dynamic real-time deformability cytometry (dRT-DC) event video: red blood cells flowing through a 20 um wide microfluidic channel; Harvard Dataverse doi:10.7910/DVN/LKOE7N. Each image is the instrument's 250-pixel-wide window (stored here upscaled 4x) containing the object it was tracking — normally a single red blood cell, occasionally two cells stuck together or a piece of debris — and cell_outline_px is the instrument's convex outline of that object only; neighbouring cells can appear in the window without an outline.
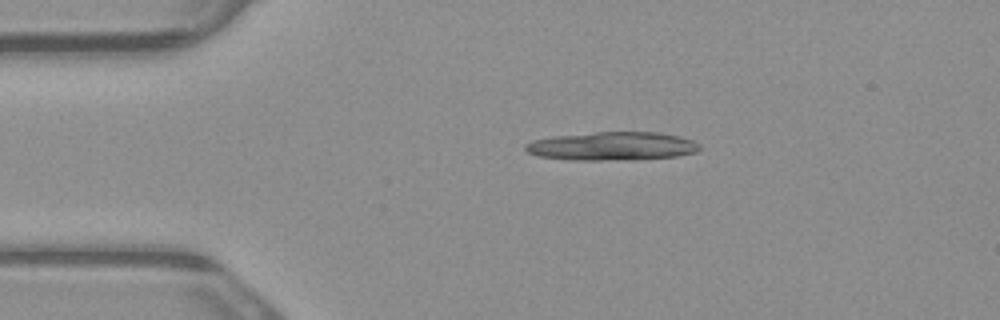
{"species": "common noctule bat (a hibernating species)", "species_latin": "Nyctalus noctula", "temperature_condition": "warm", "stored_images_in_passage": 3, "camera_frame_rate_fps": 3000, "um_per_image_px": 0.085, "animal": {"sex": "male", "body_mass_g": 23.1, "forearm_length_mm": 52.7}, "frame": {"image": 1, "passage_image": 2, "time_ms": 0.333, "image_size_px": [1000, 320], "cell_outline_px": [[704, 148], [696, 152], [676, 156], [636, 160], [572, 160], [540, 156], [528, 152], [524, 148], [524, 144], [532, 140], [552, 136], [596, 132], [656, 132], [680, 136], [692, 140], [700, 144]], "centroid_in_image_um": [52.07, 12.42], "position_along_channel_um": 32.9, "area_um2": 29.19}}
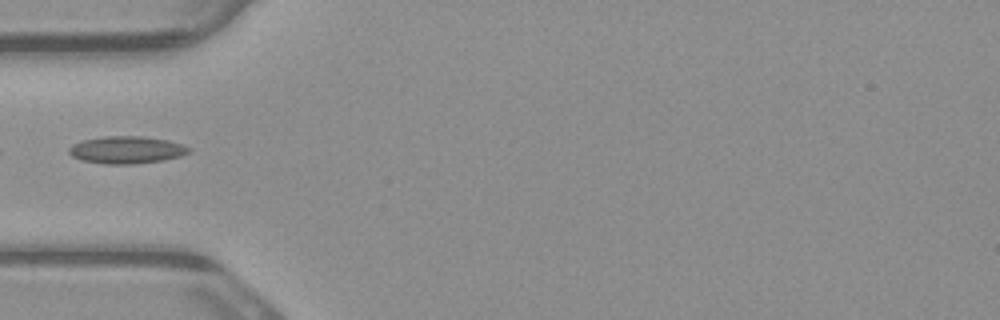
{"frame": {"image": 2, "passage_image": 3, "time_ms": 0.667, "image_size_px": [1000, 320], "cell_outline_px": [[192, 152], [180, 156], [164, 160], [132, 164], [104, 164], [80, 160], [72, 156], [68, 152], [68, 148], [72, 144], [84, 140], [104, 136], [144, 136], [168, 140], [192, 148]], "centroid_in_image_um": [10.76, 12.74], "position_along_channel_um": 74.2, "area_um2": 19.25}}